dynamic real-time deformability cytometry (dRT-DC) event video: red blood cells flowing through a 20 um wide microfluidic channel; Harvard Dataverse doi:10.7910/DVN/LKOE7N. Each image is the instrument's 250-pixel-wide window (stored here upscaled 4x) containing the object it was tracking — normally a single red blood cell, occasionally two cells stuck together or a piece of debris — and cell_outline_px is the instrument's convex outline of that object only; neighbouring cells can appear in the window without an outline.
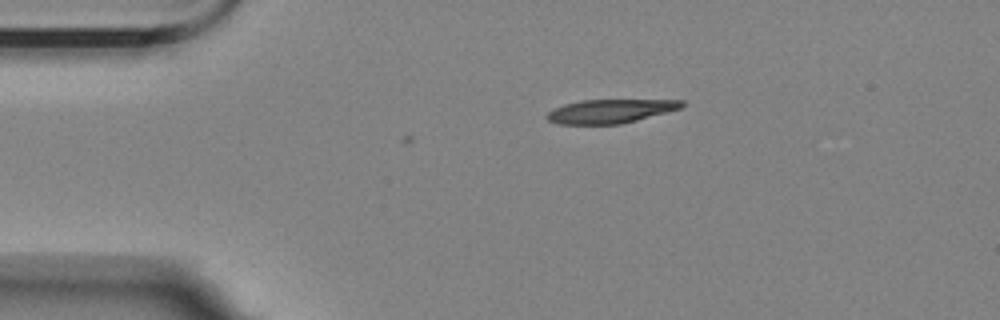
{"species": "Egyptian fruit bat (a non-hibernating species)", "species_latin": "Rousettus aegyptiacus", "temperature_condition": "room temperature", "stored_images_in_passage": 2, "camera_frame_rate_fps": 3000, "um_per_image_px": 0.085, "animal": {"sex": "female"}, "frame": {"image": 1, "passage_image": 2, "time_ms": 0.333, "image_size_px": [1000, 320], "cell_outline_px": [[684, 104], [680, 108], [636, 120], [620, 124], [556, 124], [548, 120], [544, 116], [548, 112], [564, 104], [580, 100], [684, 100]], "centroid_in_image_um": [51.82, 9.45], "position_along_channel_um": 33.2, "area_um2": 18.5}}